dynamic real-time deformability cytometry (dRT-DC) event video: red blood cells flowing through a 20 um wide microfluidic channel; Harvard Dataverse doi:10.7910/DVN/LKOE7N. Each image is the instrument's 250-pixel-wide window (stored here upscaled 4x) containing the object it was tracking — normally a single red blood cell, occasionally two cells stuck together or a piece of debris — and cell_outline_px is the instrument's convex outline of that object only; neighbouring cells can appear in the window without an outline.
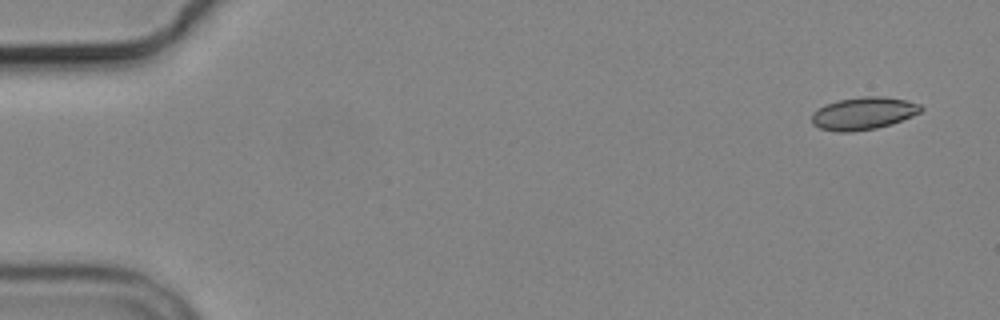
{"species": "common noctule bat (a hibernating species)", "species_latin": "Nyctalus noctula", "temperature_condition": "cold", "stored_images_in_passage": 5, "camera_frame_rate_fps": 3000, "um_per_image_px": 0.085, "animal": {"sex": "male", "body_mass_g": 19.2, "forearm_length_mm": 51.8}, "frame": {"image": 1, "passage_image": 1, "time_ms": 0.0, "image_size_px": [1000, 320], "cell_outline_px": [[924, 108], [920, 112], [912, 116], [892, 124], [876, 128], [852, 132], [836, 132], [820, 128], [812, 124], [812, 112], [828, 104], [840, 100], [860, 96], [884, 96], [904, 100], [920, 104]], "centroid_in_image_um": [73.4, 9.64], "position_along_channel_um": 11.6, "area_um2": 20.63}}
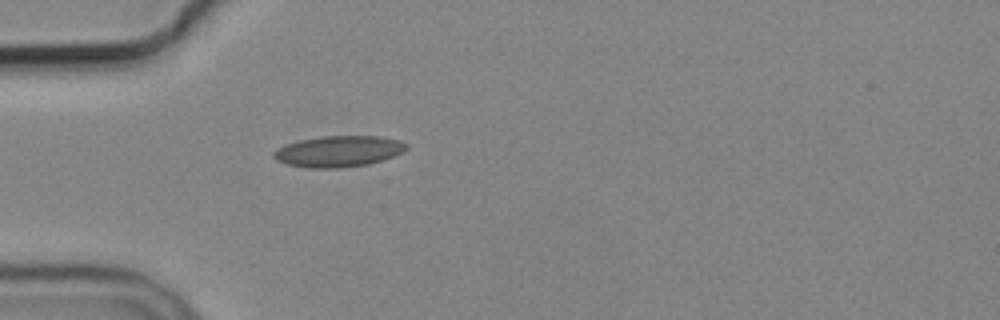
{"frame": {"image": 2, "passage_image": 5, "time_ms": 4.667, "image_size_px": [1000, 320], "cell_outline_px": [[408, 148], [404, 152], [368, 164], [340, 168], [308, 168], [288, 164], [276, 160], [272, 156], [272, 152], [288, 144], [300, 140], [320, 136], [380, 136], [400, 140], [408, 144]], "centroid_in_image_um": [28.8, 12.86], "position_along_channel_um": 56.2, "area_um2": 23.99}}